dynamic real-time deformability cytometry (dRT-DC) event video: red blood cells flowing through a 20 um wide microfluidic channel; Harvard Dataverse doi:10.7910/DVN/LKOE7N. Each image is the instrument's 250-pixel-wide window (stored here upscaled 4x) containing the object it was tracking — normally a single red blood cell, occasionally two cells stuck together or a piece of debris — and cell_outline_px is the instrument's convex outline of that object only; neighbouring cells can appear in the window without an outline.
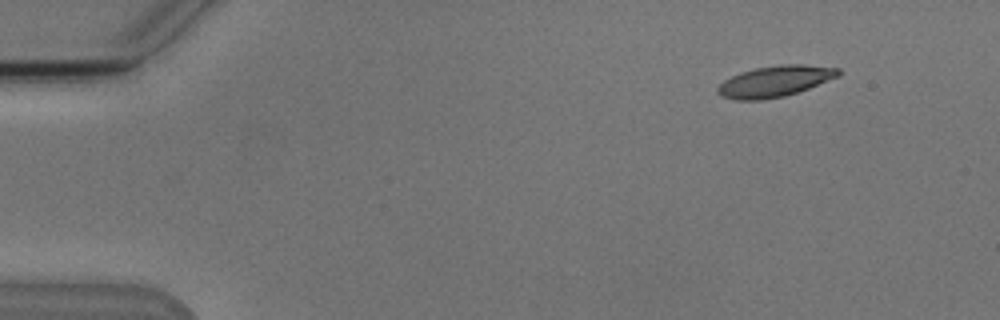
{"species": "Egyptian fruit bat (a non-hibernating species)", "species_latin": "Rousettus aegyptiacus", "temperature_condition": "cold", "stored_images_in_passage": 4, "camera_frame_rate_fps": 3000, "um_per_image_px": 0.085, "animal": {"sex": "male"}, "frame": {"image": 1, "passage_image": 1, "time_ms": 0.0, "image_size_px": [1000, 320], "cell_outline_px": [[840, 76], [808, 88], [784, 96], [764, 100], [736, 100], [720, 96], [716, 92], [716, 88], [724, 80], [740, 72], [756, 68], [780, 64], [804, 64], [840, 68]], "centroid_in_image_um": [65.85, 6.91], "position_along_channel_um": 19.1, "area_um2": 21.91}}
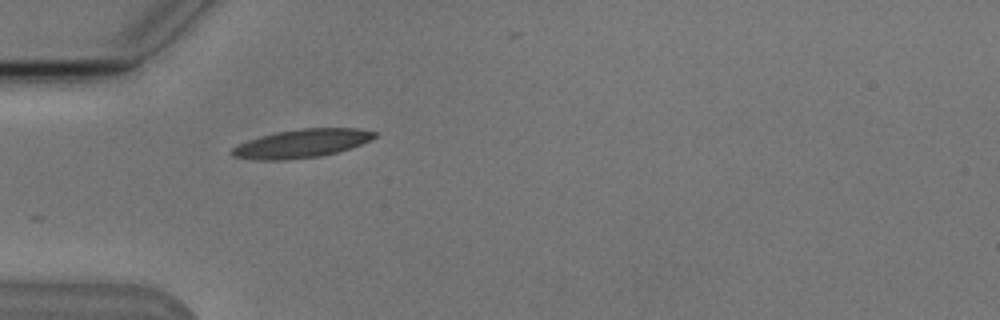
{"frame": {"image": 2, "passage_image": 4, "time_ms": 3.667, "image_size_px": [1000, 320], "cell_outline_px": [[376, 136], [360, 144], [336, 152], [320, 156], [284, 160], [256, 160], [232, 156], [228, 152], [232, 148], [248, 140], [260, 136], [276, 132], [300, 128], [360, 128], [376, 132]], "centroid_in_image_um": [25.59, 12.19], "position_along_channel_um": 59.4, "area_um2": 23.47}}